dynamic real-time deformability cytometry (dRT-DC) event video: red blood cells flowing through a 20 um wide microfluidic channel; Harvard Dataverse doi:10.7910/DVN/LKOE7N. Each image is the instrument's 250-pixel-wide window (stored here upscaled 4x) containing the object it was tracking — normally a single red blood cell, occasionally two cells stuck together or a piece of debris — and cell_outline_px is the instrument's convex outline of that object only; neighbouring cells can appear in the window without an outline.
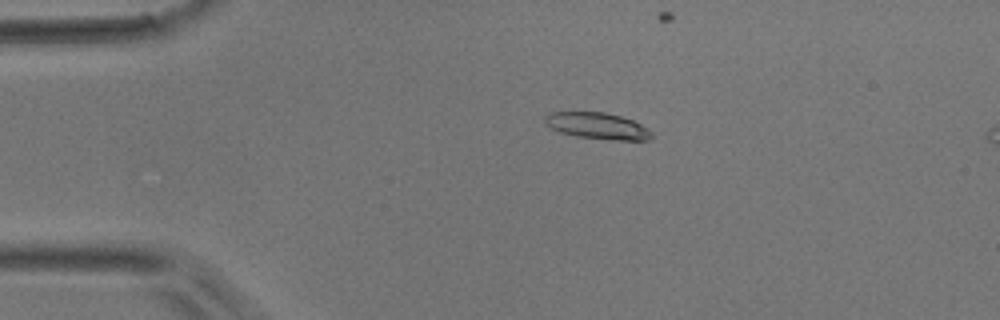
{"species": "common noctule bat (a hibernating species)", "species_latin": "Nyctalus noctula", "temperature_condition": "room temperature", "stored_images_in_passage": 33, "camera_frame_rate_fps": 3000, "um_per_image_px": 0.085, "animal": {"sex": "male", "body_mass_g": 17.9}, "frame": {"image": 1, "passage_image": 4, "time_ms": 1.0, "image_size_px": [1000, 320], "cell_outline_px": [[652, 136], [648, 140], [612, 140], [580, 136], [560, 132], [552, 128], [544, 120], [544, 116], [548, 112], [604, 112], [620, 116], [632, 120], [640, 124], [652, 132]], "centroid_in_image_um": [50.79, 10.69], "position_along_channel_um": 34.2, "area_um2": 16.18}}
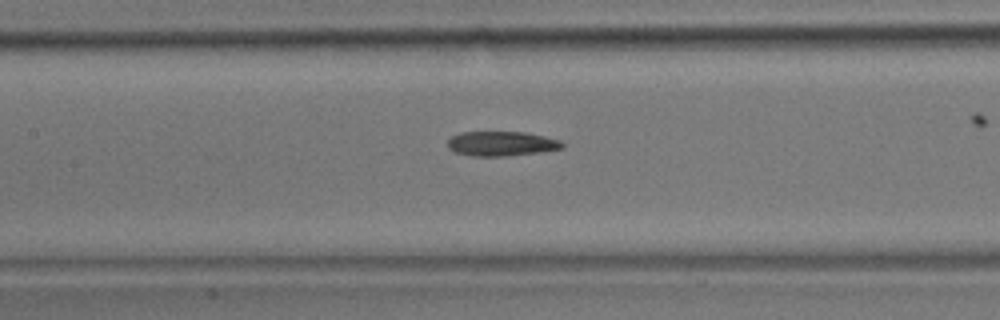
{"frame": {"image": 2, "passage_image": 16, "time_ms": 5.0, "image_size_px": [1000, 320], "cell_outline_px": [[564, 148], [540, 152], [508, 156], [472, 156], [456, 152], [448, 148], [448, 140], [452, 136], [460, 132], [524, 132], [544, 136], [560, 140], [564, 144]], "centroid_in_image_um": [42.63, 12.21], "position_along_channel_um": 164.8, "area_um2": 16.47}}
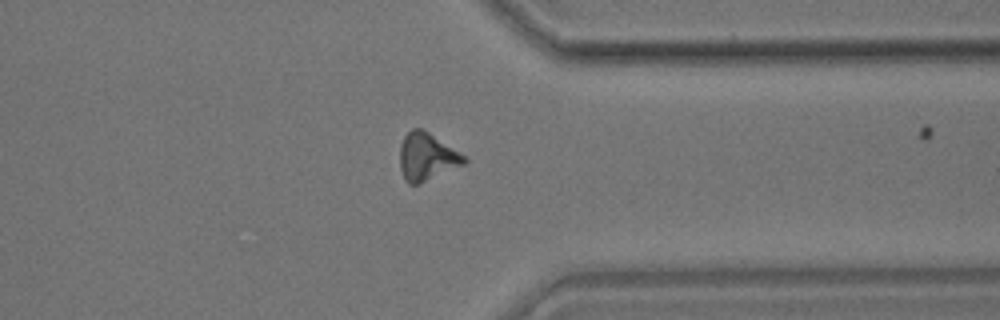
{"frame": {"image": 3, "passage_image": 32, "time_ms": 10.333, "image_size_px": [1000, 320], "cell_outline_px": [[468, 160], [464, 164], [420, 184], [408, 184], [404, 180], [400, 168], [400, 144], [404, 136], [412, 128], [420, 128], [428, 132], [464, 156]], "centroid_in_image_um": [36.23, 13.35], "position_along_channel_um": 375.2, "area_um2": 17.63}}